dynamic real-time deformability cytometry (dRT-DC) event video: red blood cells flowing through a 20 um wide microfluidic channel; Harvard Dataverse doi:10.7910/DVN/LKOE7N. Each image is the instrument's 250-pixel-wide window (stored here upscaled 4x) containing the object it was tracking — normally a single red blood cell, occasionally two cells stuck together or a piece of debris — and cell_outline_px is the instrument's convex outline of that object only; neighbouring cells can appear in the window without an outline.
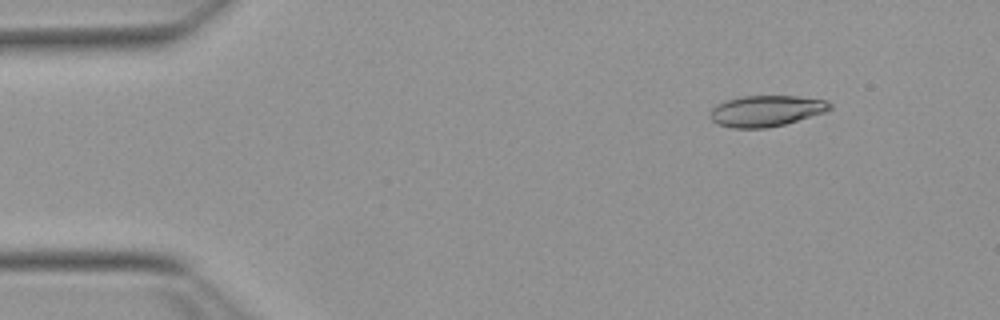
{"species": "Egyptian fruit bat (a non-hibernating species)", "species_latin": "Rousettus aegyptiacus", "temperature_condition": "warm", "stored_images_in_passage": 27, "camera_frame_rate_fps": 3000, "um_per_image_px": 0.085, "animal": {"sex": "female"}, "frame": {"image": 1, "passage_image": 6, "time_ms": 1.667, "image_size_px": [1000, 320], "cell_outline_px": [[832, 108], [824, 112], [784, 124], [764, 128], [732, 128], [716, 124], [712, 120], [712, 108], [716, 104], [740, 96], [796, 96], [824, 100], [832, 104]], "centroid_in_image_um": [65.11, 9.42], "position_along_channel_um": 19.9, "area_um2": 21.39}}
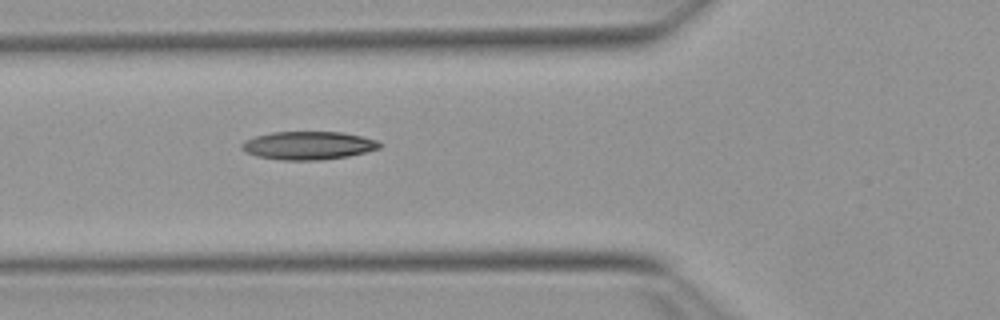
{"frame": {"image": 2, "passage_image": 19, "time_ms": 6.0, "image_size_px": [1000, 320], "cell_outline_px": [[384, 144], [380, 148], [348, 156], [320, 160], [284, 160], [260, 156], [248, 152], [240, 148], [240, 144], [244, 140], [256, 136], [272, 132], [344, 132], [380, 140]], "centroid_in_image_um": [26.26, 12.35], "position_along_channel_um": 99.5, "area_um2": 22.66}}
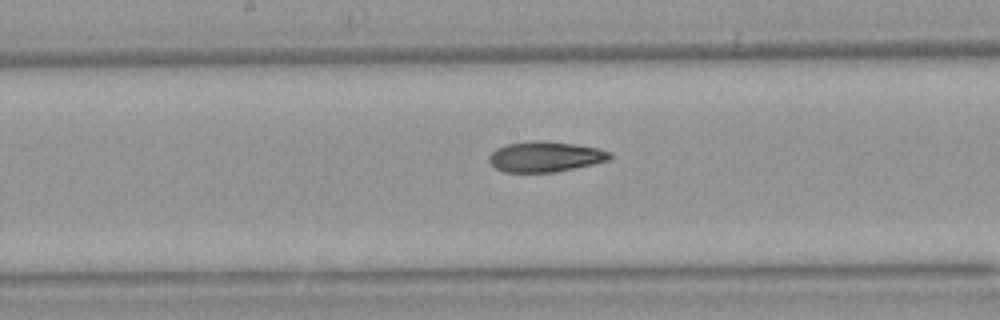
{"frame": {"image": 3, "passage_image": 27, "time_ms": 8.667, "image_size_px": [1000, 320], "cell_outline_px": [[612, 156], [608, 160], [592, 164], [556, 172], [504, 172], [496, 168], [488, 160], [488, 156], [496, 148], [508, 144], [536, 140], [576, 144], [596, 148], [612, 152]], "centroid_in_image_um": [46.33, 13.32], "position_along_channel_um": 201.9, "area_um2": 21.27}}